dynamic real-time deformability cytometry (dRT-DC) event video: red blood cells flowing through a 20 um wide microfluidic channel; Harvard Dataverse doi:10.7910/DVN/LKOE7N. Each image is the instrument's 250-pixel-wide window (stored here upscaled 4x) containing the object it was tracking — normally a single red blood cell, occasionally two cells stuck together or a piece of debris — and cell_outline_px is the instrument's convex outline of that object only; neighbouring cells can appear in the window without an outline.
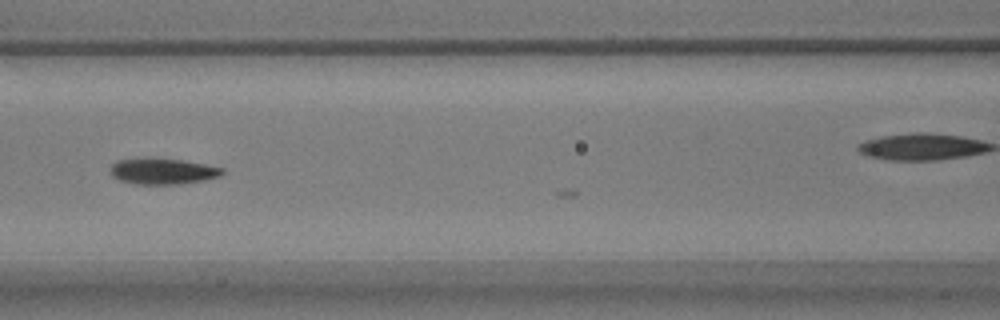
{"species": "common noctule bat (a hibernating species)", "species_latin": "Nyctalus noctula", "temperature_condition": "warm", "stored_images_in_passage": 17, "camera_frame_rate_fps": 3000, "um_per_image_px": 0.085, "animal": {"sex": "male", "body_mass_g": 17.9}, "frame": {"image": 1, "passage_image": 9, "time_ms": 2.667, "image_size_px": [1000, 320], "cell_outline_px": [[224, 172], [220, 176], [204, 180], [180, 184], [136, 184], [120, 180], [112, 176], [112, 164], [116, 160], [180, 160], [204, 164], [224, 168]], "centroid_in_image_um": [13.88, 14.59], "position_along_channel_um": 152.7, "area_um2": 16.24}}
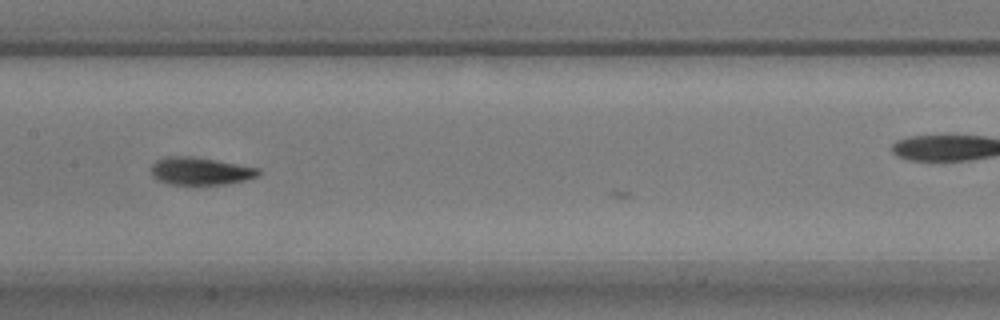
{"frame": {"image": 2, "passage_image": 12, "time_ms": 3.667, "image_size_px": [1000, 320], "cell_outline_px": [[260, 176], [244, 180], [224, 184], [168, 184], [156, 180], [152, 176], [152, 164], [156, 160], [168, 156], [192, 156], [216, 160], [260, 168]], "centroid_in_image_um": [17.02, 14.54], "position_along_channel_um": 190.4, "area_um2": 17.28}}
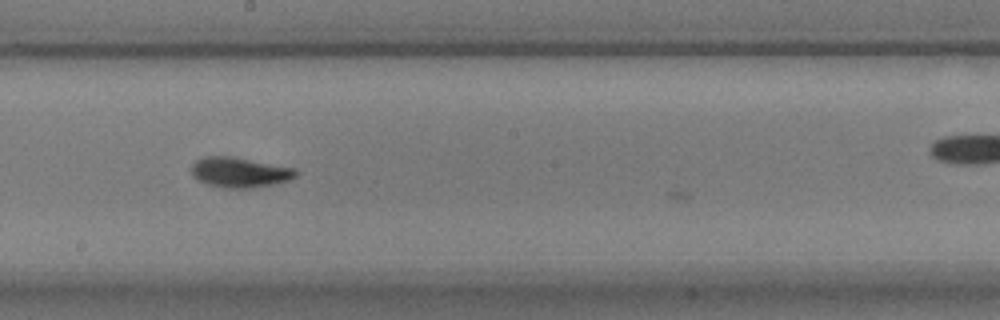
{"frame": {"image": 3, "passage_image": 15, "time_ms": 4.667, "image_size_px": [1000, 320], "cell_outline_px": [[300, 172], [296, 176], [288, 180], [272, 184], [252, 188], [224, 188], [208, 184], [196, 180], [192, 176], [192, 164], [196, 160], [204, 156], [232, 156], [296, 168]], "centroid_in_image_um": [20.37, 14.64], "position_along_channel_um": 227.8, "area_um2": 18.5}}